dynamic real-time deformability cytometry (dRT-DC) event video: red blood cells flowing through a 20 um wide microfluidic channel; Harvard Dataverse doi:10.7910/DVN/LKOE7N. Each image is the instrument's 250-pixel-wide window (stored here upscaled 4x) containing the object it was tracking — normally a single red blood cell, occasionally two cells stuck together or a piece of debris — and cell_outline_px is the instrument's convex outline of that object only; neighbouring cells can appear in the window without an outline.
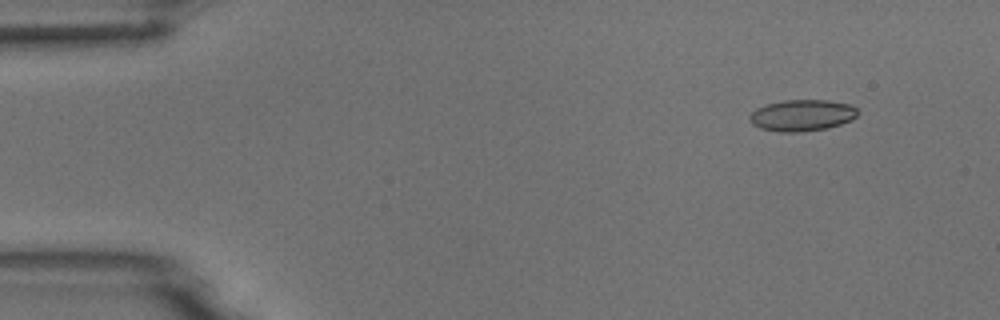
{"species": "common noctule bat (a hibernating species)", "species_latin": "Nyctalus noctula", "temperature_condition": "room temperature", "stored_images_in_passage": 6, "camera_frame_rate_fps": 3000, "um_per_image_px": 0.085, "animal": {"sex": "male", "body_mass_g": 18.8}, "frame": {"image": 1, "passage_image": 2, "time_ms": 1.333, "image_size_px": [1000, 320], "cell_outline_px": [[860, 112], [852, 120], [828, 128], [800, 132], [780, 132], [760, 128], [752, 124], [748, 120], [748, 116], [756, 108], [768, 104], [784, 100], [828, 100], [852, 104]], "centroid_in_image_um": [68.19, 9.8], "position_along_channel_um": 16.8, "area_um2": 20.0}}